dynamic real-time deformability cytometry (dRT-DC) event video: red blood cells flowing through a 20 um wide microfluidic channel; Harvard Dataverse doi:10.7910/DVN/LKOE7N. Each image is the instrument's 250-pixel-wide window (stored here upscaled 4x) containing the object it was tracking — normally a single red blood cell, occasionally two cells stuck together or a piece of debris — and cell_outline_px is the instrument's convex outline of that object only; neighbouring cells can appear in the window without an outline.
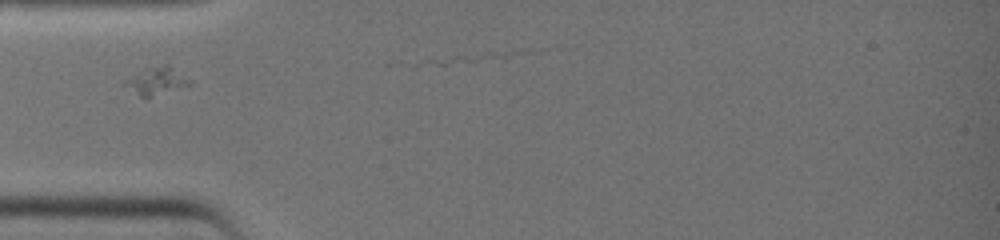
{"species": "common noctule bat (a hibernating species)", "species_latin": "Nyctalus noctula", "temperature_condition": "warm", "stored_images_in_passage": 2, "camera_frame_rate_fps": 3000, "um_per_image_px": 0.085, "animal": {"sex": "female", "body_mass_g": 19.0, "forearm_length_mm": 51.5}, "frame": {"image": 1, "passage_image": 1, "time_ms": 0.0, "image_size_px": [1000, 240], "cell_outline_px": [[192, 84], [144, 100], [120, 84], [120, 80], [144, 68], [168, 64], [192, 80]], "centroid_in_image_um": [13.2, 6.91], "position_along_channel_um": 71.8, "area_um2": 11.1}}